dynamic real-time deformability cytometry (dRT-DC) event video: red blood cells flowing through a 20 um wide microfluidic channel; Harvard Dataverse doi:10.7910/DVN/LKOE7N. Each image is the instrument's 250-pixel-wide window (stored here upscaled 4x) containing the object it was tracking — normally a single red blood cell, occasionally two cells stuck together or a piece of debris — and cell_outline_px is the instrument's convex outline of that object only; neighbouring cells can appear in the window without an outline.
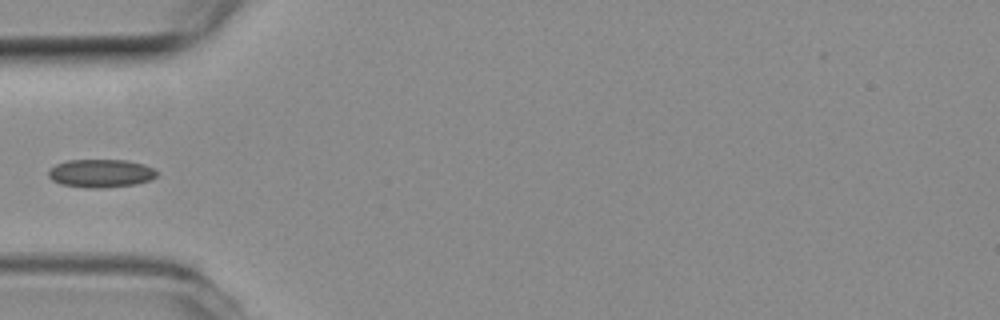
{"species": "common noctule bat (a hibernating species)", "species_latin": "Nyctalus noctula", "temperature_condition": "room temperature", "stored_images_in_passage": 38, "camera_frame_rate_fps": 3000, "um_per_image_px": 0.085, "animal": {"sex": "female", "body_mass_g": 19.3, "forearm_length_mm": 54.1}, "frame": {"image": 1, "passage_image": 1, "time_ms": 0.0, "image_size_px": [1000, 320], "cell_outline_px": [[160, 172], [152, 180], [136, 184], [104, 188], [84, 188], [60, 184], [52, 180], [48, 176], [48, 172], [56, 164], [68, 160], [124, 160], [144, 164]], "centroid_in_image_um": [8.59, 14.74], "position_along_channel_um": 76.4, "area_um2": 17.98}}
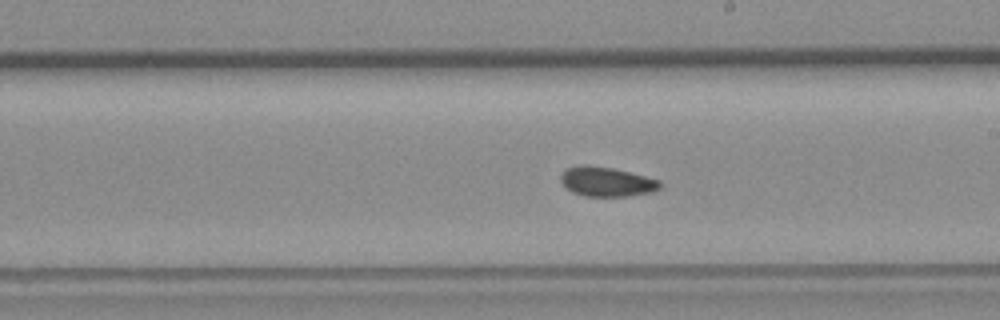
{"frame": {"image": 2, "passage_image": 14, "time_ms": 4.333, "image_size_px": [1000, 320], "cell_outline_px": [[664, 184], [660, 188], [652, 192], [628, 196], [584, 196], [572, 192], [560, 180], [560, 176], [568, 168], [584, 164], [588, 164], [612, 168], [660, 180]], "centroid_in_image_um": [51.59, 15.45], "position_along_channel_um": 237.4, "area_um2": 16.99}}
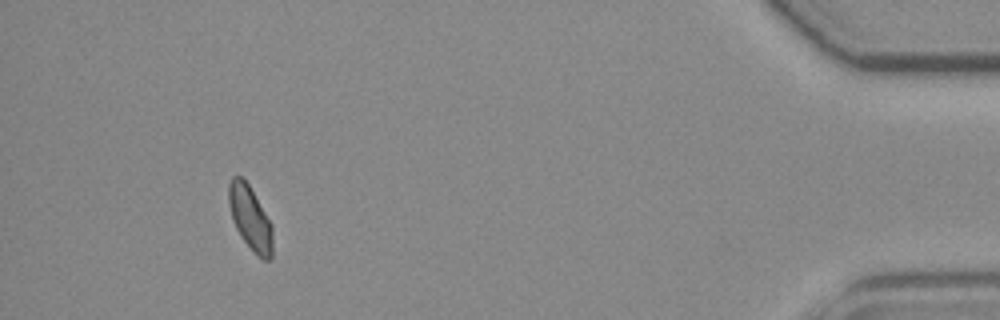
{"frame": {"image": 3, "passage_image": 34, "time_ms": 11.0, "image_size_px": [1000, 320], "cell_outline_px": [[272, 256], [268, 260], [264, 260], [256, 256], [252, 252], [240, 236], [232, 220], [228, 204], [228, 184], [232, 176], [240, 176], [248, 184], [272, 224]], "centroid_in_image_um": [21.25, 18.56], "position_along_channel_um": 414.0, "area_um2": 16.53}}